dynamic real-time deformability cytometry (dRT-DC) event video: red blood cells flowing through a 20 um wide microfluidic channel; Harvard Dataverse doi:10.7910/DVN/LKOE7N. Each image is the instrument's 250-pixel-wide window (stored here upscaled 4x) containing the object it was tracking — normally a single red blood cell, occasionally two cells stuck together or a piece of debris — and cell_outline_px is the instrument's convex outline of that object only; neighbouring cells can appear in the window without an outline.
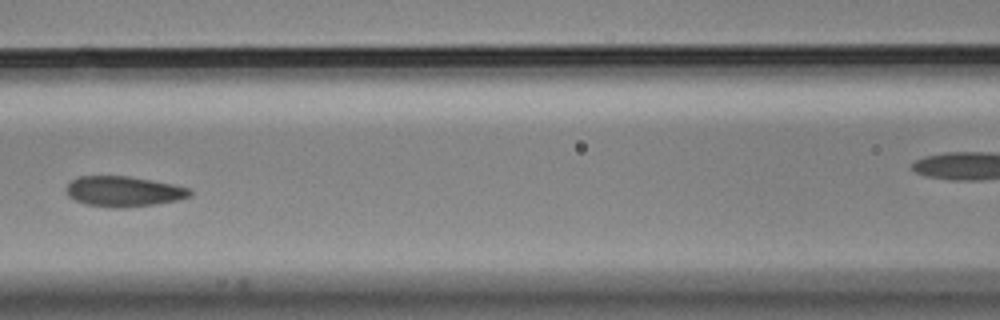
{"species": "Egyptian fruit bat (a non-hibernating species)", "species_latin": "Rousettus aegyptiacus", "temperature_condition": "cold", "stored_images_in_passage": 10, "camera_frame_rate_fps": 3000, "um_per_image_px": 0.085, "animal": {"sex": "male"}, "frame": {"image": 1, "passage_image": 5, "time_ms": 1.333, "image_size_px": [1000, 320], "cell_outline_px": [[192, 196], [176, 200], [156, 204], [120, 208], [112, 208], [88, 204], [76, 200], [68, 196], [64, 188], [72, 180], [80, 176], [128, 176], [172, 184], [188, 188], [192, 192]], "centroid_in_image_um": [10.49, 16.27], "position_along_channel_um": 156.1, "area_um2": 21.73}}
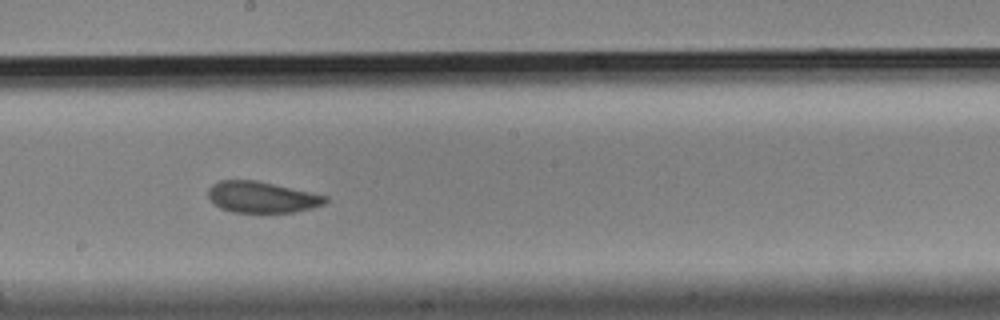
{"frame": {"image": 2, "passage_image": 7, "time_ms": 2.0, "image_size_px": [1000, 320], "cell_outline_px": [[328, 200], [324, 204], [312, 208], [292, 212], [232, 212], [220, 208], [208, 196], [208, 188], [212, 184], [220, 180], [256, 180], [328, 196]], "centroid_in_image_um": [22.25, 16.75], "position_along_channel_um": 226.0, "area_um2": 21.15}}
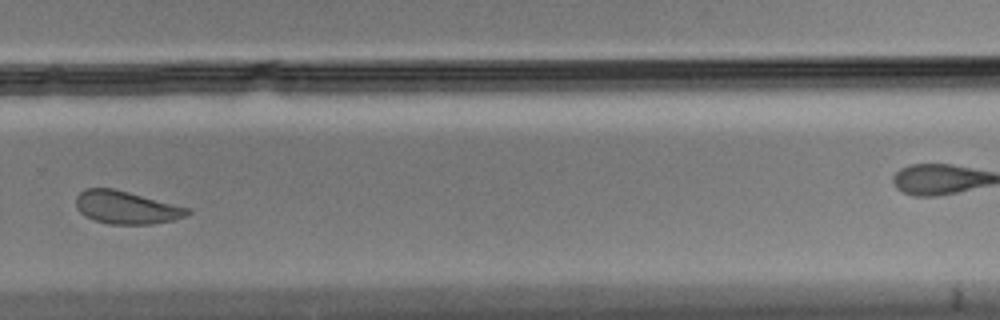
{"frame": {"image": 3, "passage_image": 9, "time_ms": 2.667, "image_size_px": [1000, 320], "cell_outline_px": [[192, 212], [176, 220], [152, 224], [108, 224], [84, 216], [76, 208], [76, 196], [84, 188], [112, 188], [192, 208]], "centroid_in_image_um": [10.75, 17.64], "position_along_channel_um": 319.0, "area_um2": 21.5}}